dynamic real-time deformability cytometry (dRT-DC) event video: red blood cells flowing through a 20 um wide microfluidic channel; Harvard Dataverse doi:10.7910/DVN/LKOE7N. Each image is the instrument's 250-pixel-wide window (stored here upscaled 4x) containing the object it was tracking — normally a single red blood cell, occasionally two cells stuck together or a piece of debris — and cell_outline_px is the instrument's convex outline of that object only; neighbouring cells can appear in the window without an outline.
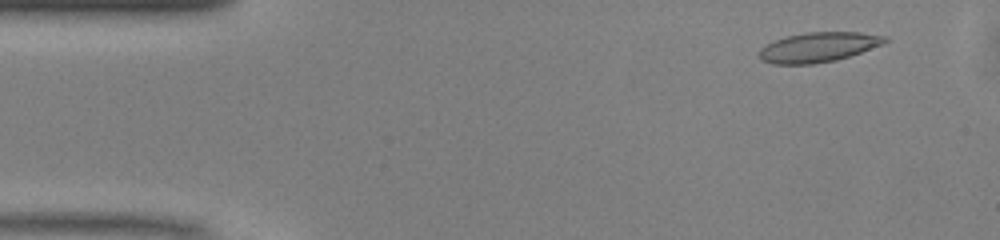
{"species": "common noctule bat (a hibernating species)", "species_latin": "Nyctalus noctula", "temperature_condition": "warm", "stored_images_in_passage": 38, "camera_frame_rate_fps": 3000, "um_per_image_px": 0.085, "animal": {"sex": "male", "body_mass_g": 13.0, "forearm_length_mm": 53.1}, "frame": {"image": 1, "passage_image": 4, "time_ms": 1.0, "image_size_px": [1000, 240], "cell_outline_px": [[888, 40], [884, 44], [836, 60], [812, 64], [772, 64], [760, 60], [756, 56], [760, 48], [776, 40], [788, 36], [804, 32], [860, 32], [888, 36]], "centroid_in_image_um": [69.54, 4.01], "position_along_channel_um": 15.5, "area_um2": 21.91}}
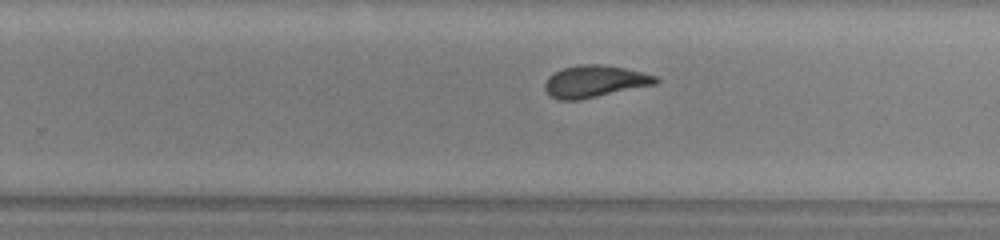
{"frame": {"image": 2, "passage_image": 30, "time_ms": 9.667, "image_size_px": [1000, 240], "cell_outline_px": [[660, 80], [656, 84], [580, 100], [556, 100], [548, 96], [544, 88], [544, 84], [548, 76], [564, 68], [580, 64], [604, 64], [624, 68], [656, 76]], "centroid_in_image_um": [50.51, 6.93], "position_along_channel_um": 279.3, "area_um2": 20.75}}
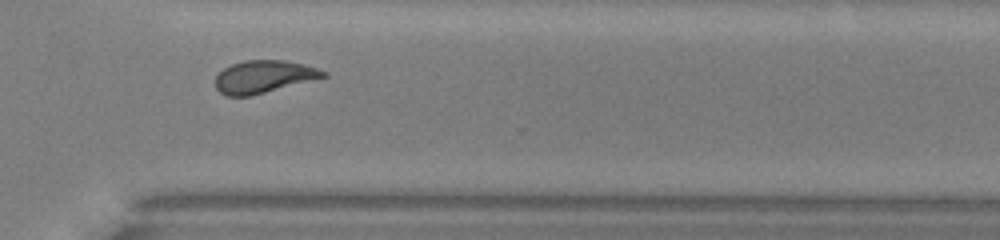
{"frame": {"image": 3, "passage_image": 35, "time_ms": 11.333, "image_size_px": [1000, 240], "cell_outline_px": [[328, 76], [252, 96], [224, 96], [216, 88], [216, 76], [224, 68], [232, 64], [244, 60], [284, 60], [304, 64], [328, 72]], "centroid_in_image_um": [22.42, 6.52], "position_along_channel_um": 348.2, "area_um2": 20.52}, "authors_computed_cell_mechanics": {"area_um2": 21.1548, "velocity_mm_per_s": 4.1121, "shape_relaxation_time_tau1_ms": 10.1089, "shape_relaxation_time_tau2_ms": 1.3476, "deformation_change_tau1": 0.2464, "deformation_change_tau2": 0.0829}}